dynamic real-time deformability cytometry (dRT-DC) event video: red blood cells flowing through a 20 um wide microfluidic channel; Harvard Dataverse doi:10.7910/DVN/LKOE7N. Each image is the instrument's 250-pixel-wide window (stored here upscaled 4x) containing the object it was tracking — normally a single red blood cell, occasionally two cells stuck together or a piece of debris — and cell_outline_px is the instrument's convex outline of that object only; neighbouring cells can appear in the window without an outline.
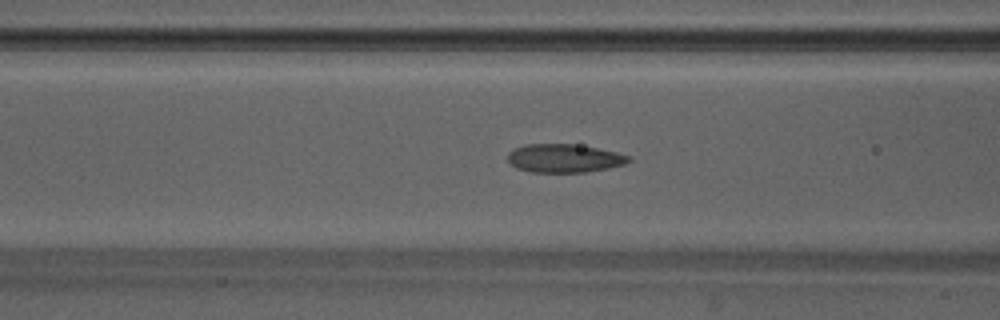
{"species": "Egyptian fruit bat (a non-hibernating species)", "species_latin": "Rousettus aegyptiacus", "temperature_condition": "warm", "stored_images_in_passage": 48, "camera_frame_rate_fps": 3000, "um_per_image_px": 0.085, "animal": {"sex": "male"}, "frame": {"image": 1, "passage_image": 19, "time_ms": 6.0, "image_size_px": [1000, 320], "cell_outline_px": [[632, 160], [624, 164], [608, 168], [588, 172], [532, 172], [516, 168], [508, 160], [508, 152], [524, 144], [572, 144], [596, 148], [616, 152], [632, 156]], "centroid_in_image_um": [47.97, 13.45], "position_along_channel_um": 118.6, "area_um2": 20.0}}
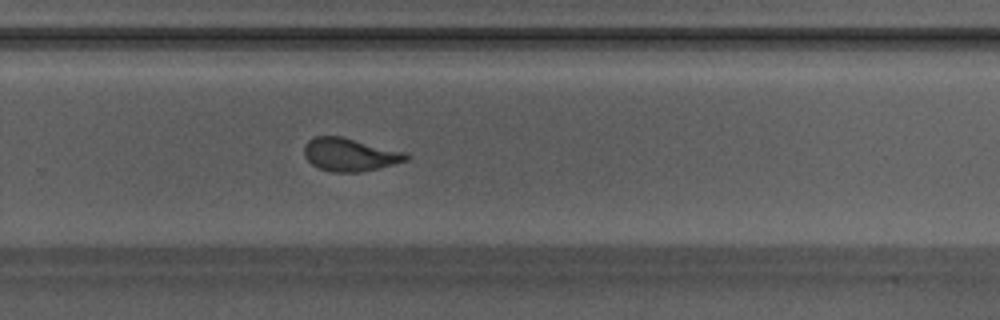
{"frame": {"image": 2, "passage_image": 32, "time_ms": 10.333, "image_size_px": [1000, 320], "cell_outline_px": [[412, 156], [408, 160], [364, 172], [332, 172], [320, 168], [312, 164], [304, 156], [304, 144], [308, 140], [316, 136], [340, 136], [408, 152]], "centroid_in_image_um": [29.77, 13.14], "position_along_channel_um": 300.0, "area_um2": 19.83}}
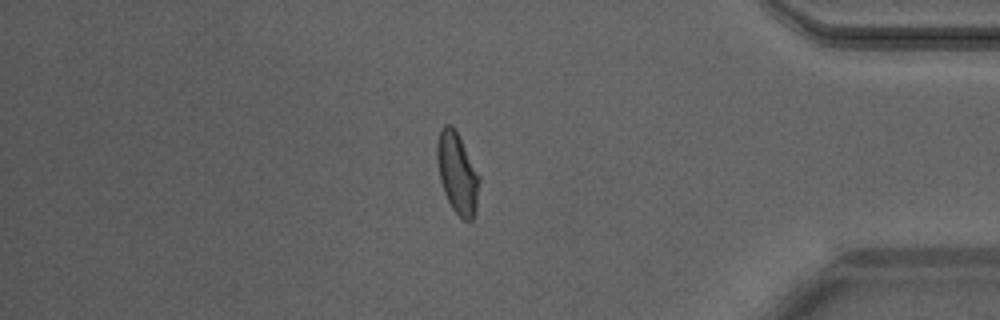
{"frame": {"image": 3, "passage_image": 41, "time_ms": 13.333, "image_size_px": [1000, 320], "cell_outline_px": [[480, 180], [476, 212], [472, 220], [464, 220], [452, 208], [444, 192], [440, 180], [436, 160], [436, 144], [440, 132], [444, 124], [452, 124], [456, 128], [480, 176]], "centroid_in_image_um": [38.88, 14.68], "position_along_channel_um": 396.3, "area_um2": 20.17}, "authors_computed_cell_mechanics": {"area_um2": 20.1433, "velocity_mm_per_s": 4.2081, "shape_relaxation_time_tau1_ms": 5.3853, "shape_relaxation_time_tau2_ms": 1.2859, "deformation_change_tau1": 0.1634, "deformation_change_tau2": 0.0851}}